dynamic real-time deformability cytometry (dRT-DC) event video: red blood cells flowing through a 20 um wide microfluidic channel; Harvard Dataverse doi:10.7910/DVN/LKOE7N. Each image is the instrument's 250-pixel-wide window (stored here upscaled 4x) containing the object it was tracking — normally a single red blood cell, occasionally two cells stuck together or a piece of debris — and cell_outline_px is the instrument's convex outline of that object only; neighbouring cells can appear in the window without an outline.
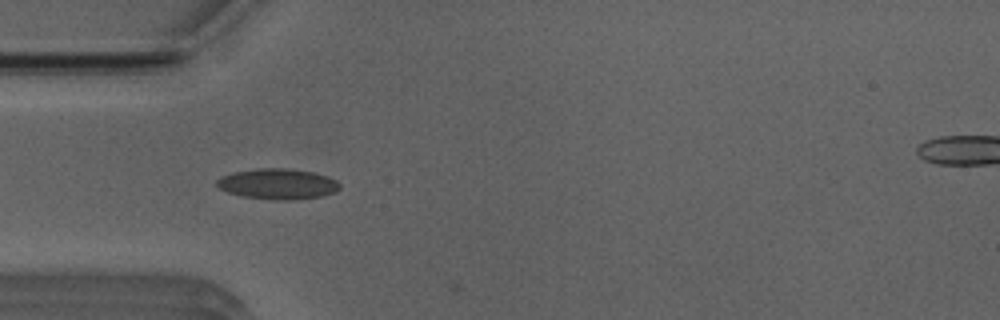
{"species": "Egyptian fruit bat (a non-hibernating species)", "species_latin": "Rousettus aegyptiacus", "temperature_condition": "room temperature", "stored_images_in_passage": 2, "camera_frame_rate_fps": 3000, "um_per_image_px": 0.085, "animal": {"sex": "male"}, "frame": {"image": 1, "passage_image": 1, "time_ms": 0.0, "image_size_px": [1000, 320], "cell_outline_px": [[340, 188], [324, 196], [296, 200], [276, 200], [244, 196], [228, 192], [216, 188], [216, 180], [224, 176], [236, 172], [260, 168], [288, 168], [312, 172], [328, 176], [336, 180], [340, 184]], "centroid_in_image_um": [23.63, 15.64], "position_along_channel_um": 61.4, "area_um2": 21.85}}